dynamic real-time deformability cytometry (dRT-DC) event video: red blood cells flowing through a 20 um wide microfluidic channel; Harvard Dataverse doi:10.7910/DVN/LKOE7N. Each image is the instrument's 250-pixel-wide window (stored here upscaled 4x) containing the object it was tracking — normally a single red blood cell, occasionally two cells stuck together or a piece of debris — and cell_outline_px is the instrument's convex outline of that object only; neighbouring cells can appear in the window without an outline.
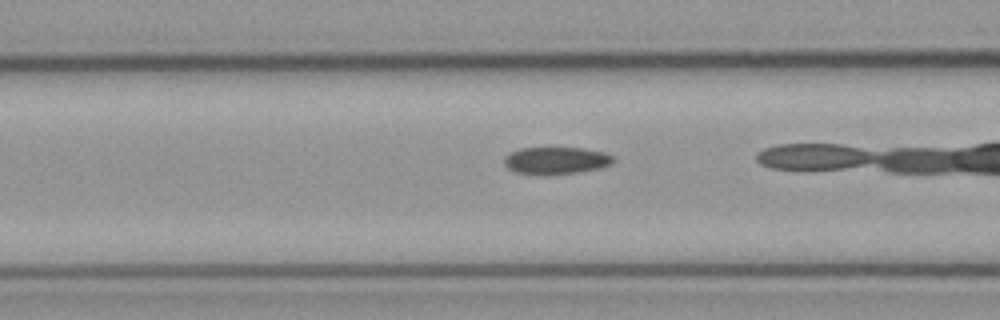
{"species": "common noctule bat (a hibernating species)", "species_latin": "Nyctalus noctula", "temperature_condition": "cold", "stored_images_in_passage": 14, "camera_frame_rate_fps": 3000, "um_per_image_px": 0.085, "animal": {"sex": "male", "body_mass_g": 23.1, "forearm_length_mm": 52.7}, "frame": {"image": 1, "passage_image": 5, "time_ms": 1.333, "image_size_px": [1000, 320], "cell_outline_px": [[612, 164], [600, 168], [580, 172], [544, 176], [516, 172], [508, 168], [504, 164], [504, 156], [508, 152], [520, 148], [584, 148], [604, 152], [612, 156]], "centroid_in_image_um": [47.22, 13.66], "position_along_channel_um": 119.4, "area_um2": 17.57}}
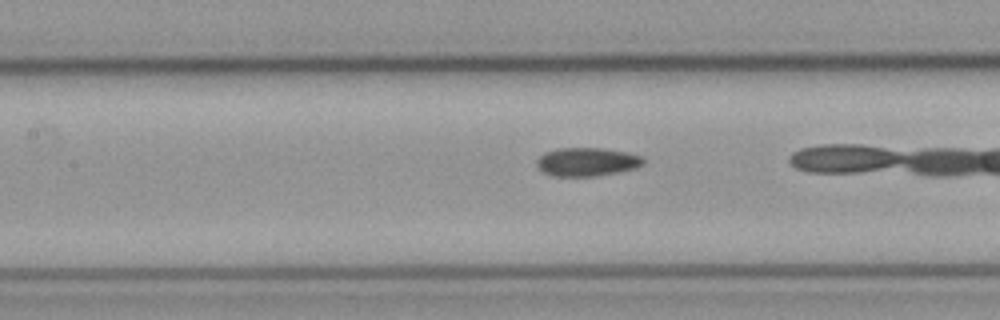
{"frame": {"image": 2, "passage_image": 8, "time_ms": 2.333, "image_size_px": [1000, 320], "cell_outline_px": [[644, 164], [636, 168], [596, 176], [552, 176], [544, 172], [536, 164], [536, 160], [544, 152], [556, 148], [600, 148], [628, 152], [640, 156], [644, 160]], "centroid_in_image_um": [49.87, 13.75], "position_along_channel_um": 157.5, "area_um2": 17.69}}